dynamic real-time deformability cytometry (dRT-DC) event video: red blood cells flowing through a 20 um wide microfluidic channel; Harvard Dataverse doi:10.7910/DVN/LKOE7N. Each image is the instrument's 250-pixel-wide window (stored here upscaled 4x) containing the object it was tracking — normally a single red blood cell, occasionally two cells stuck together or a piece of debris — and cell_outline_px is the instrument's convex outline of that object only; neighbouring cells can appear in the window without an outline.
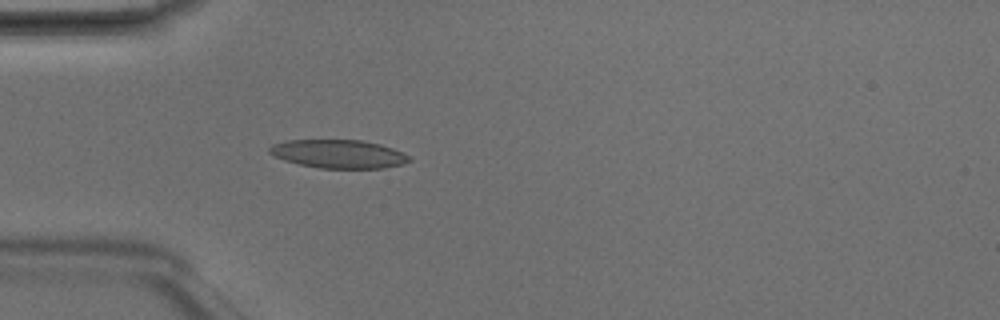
{"species": "Egyptian fruit bat (a non-hibernating species)", "species_latin": "Rousettus aegyptiacus", "temperature_condition": "room temperature", "stored_images_in_passage": 3, "camera_frame_rate_fps": 3000, "um_per_image_px": 0.085, "animal": {"sex": "male"}, "frame": {"image": 1, "passage_image": 3, "time_ms": 0.667, "image_size_px": [1000, 320], "cell_outline_px": [[412, 160], [400, 164], [384, 168], [320, 168], [300, 164], [284, 160], [268, 152], [268, 148], [272, 144], [288, 140], [360, 140], [380, 144], [404, 152]], "centroid_in_image_um": [28.77, 13.08], "position_along_channel_um": 56.2, "area_um2": 23.0}}